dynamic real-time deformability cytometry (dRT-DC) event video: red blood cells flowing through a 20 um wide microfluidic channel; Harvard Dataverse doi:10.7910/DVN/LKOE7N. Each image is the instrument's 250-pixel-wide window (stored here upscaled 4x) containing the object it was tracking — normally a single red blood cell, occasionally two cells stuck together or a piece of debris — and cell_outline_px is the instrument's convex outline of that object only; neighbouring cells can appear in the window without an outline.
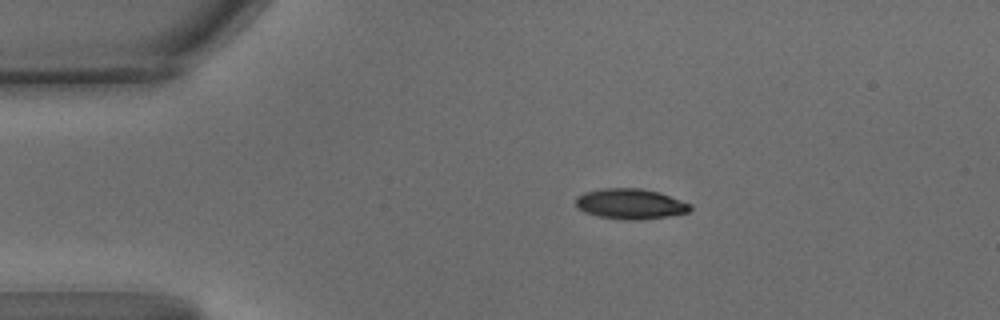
{"species": "common noctule bat (a hibernating species)", "species_latin": "Nyctalus noctula", "temperature_condition": "warm", "stored_images_in_passage": 40, "camera_frame_rate_fps": 3000, "um_per_image_px": 0.085, "animal": {"sex": "male", "body_mass_g": 15.6}, "frame": {"image": 1, "passage_image": 1, "time_ms": 0.0, "image_size_px": [1000, 320], "cell_outline_px": [[692, 208], [688, 212], [668, 216], [632, 220], [624, 220], [596, 216], [584, 212], [576, 208], [576, 196], [584, 192], [604, 188], [640, 188], [660, 192], [692, 204]], "centroid_in_image_um": [53.56, 17.32], "position_along_channel_um": 31.4, "area_um2": 20.4}}
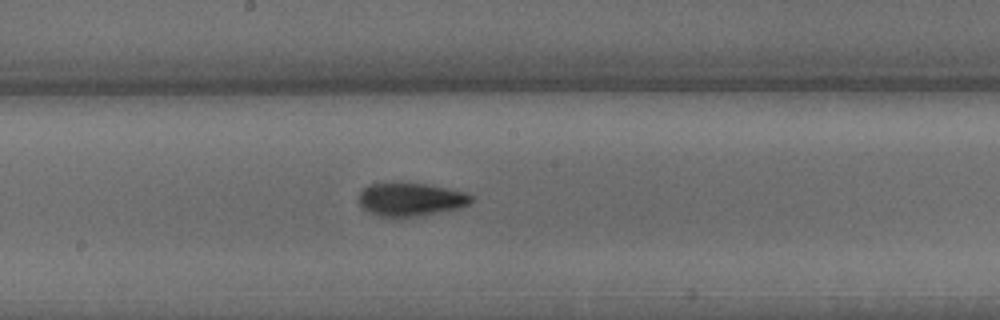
{"frame": {"image": 2, "passage_image": 21, "time_ms": 6.667, "image_size_px": [1000, 320], "cell_outline_px": [[472, 200], [468, 204], [460, 208], [400, 220], [396, 220], [380, 216], [368, 212], [360, 204], [360, 192], [364, 188], [372, 184], [428, 184], [448, 188], [464, 192], [472, 196]], "centroid_in_image_um": [34.92, 17.0], "position_along_channel_um": 213.3, "area_um2": 21.91}}
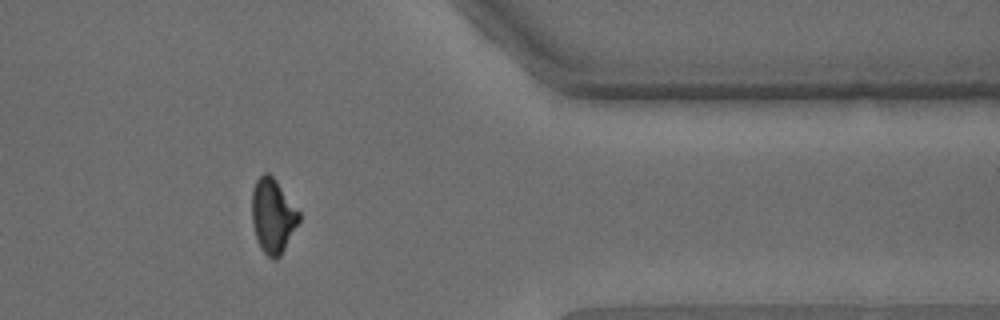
{"frame": {"image": 3, "passage_image": 38, "time_ms": 12.333, "image_size_px": [1000, 320], "cell_outline_px": [[300, 220], [280, 256], [276, 260], [272, 260], [260, 248], [252, 224], [252, 188], [256, 180], [264, 172], [268, 172], [276, 180], [300, 212]], "centroid_in_image_um": [23.18, 18.34], "position_along_channel_um": 388.2, "area_um2": 20.4}, "authors_computed_cell_mechanics": {"area_um2": 21.1837, "velocity_mm_per_s": 3.4189, "shape_relaxation_time_tau1_ms": 3.6393, "shape_relaxation_time_tau2_ms": 2.8113, "deformation_change_tau1": 0.1519, "deformation_change_tau2": 0.0796}}